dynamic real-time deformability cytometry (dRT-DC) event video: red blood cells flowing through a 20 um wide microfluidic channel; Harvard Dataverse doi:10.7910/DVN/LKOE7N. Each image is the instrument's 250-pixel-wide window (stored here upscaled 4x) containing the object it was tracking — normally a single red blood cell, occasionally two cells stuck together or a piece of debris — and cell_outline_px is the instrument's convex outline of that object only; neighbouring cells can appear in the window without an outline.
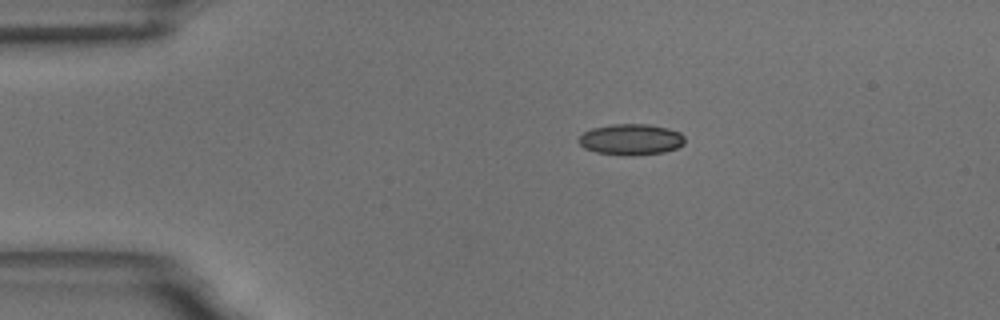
{"species": "common noctule bat (a hibernating species)", "species_latin": "Nyctalus noctula", "temperature_condition": "room temperature", "stored_images_in_passage": 20, "camera_frame_rate_fps": 3000, "um_per_image_px": 0.085, "animal": {"sex": "male", "body_mass_g": 18.8}, "frame": {"image": 1, "passage_image": 1, "time_ms": 0.0, "image_size_px": [1000, 320], "cell_outline_px": [[684, 144], [676, 148], [664, 152], [632, 156], [596, 152], [584, 148], [580, 144], [580, 136], [584, 132], [592, 128], [612, 124], [648, 124], [668, 128], [680, 132], [684, 136]], "centroid_in_image_um": [53.66, 11.85], "position_along_channel_um": 31.3, "area_um2": 19.13}}
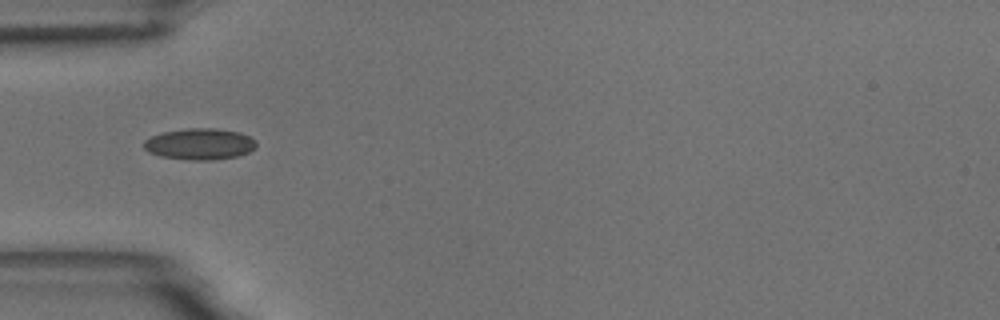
{"frame": {"image": 2, "passage_image": 8, "time_ms": 2.333, "image_size_px": [1000, 320], "cell_outline_px": [[256, 148], [240, 156], [212, 160], [192, 160], [160, 156], [148, 152], [144, 148], [144, 140], [152, 136], [164, 132], [188, 128], [216, 128], [240, 132], [256, 140]], "centroid_in_image_um": [17.0, 12.24], "position_along_channel_um": 68.0, "area_um2": 20.58}}